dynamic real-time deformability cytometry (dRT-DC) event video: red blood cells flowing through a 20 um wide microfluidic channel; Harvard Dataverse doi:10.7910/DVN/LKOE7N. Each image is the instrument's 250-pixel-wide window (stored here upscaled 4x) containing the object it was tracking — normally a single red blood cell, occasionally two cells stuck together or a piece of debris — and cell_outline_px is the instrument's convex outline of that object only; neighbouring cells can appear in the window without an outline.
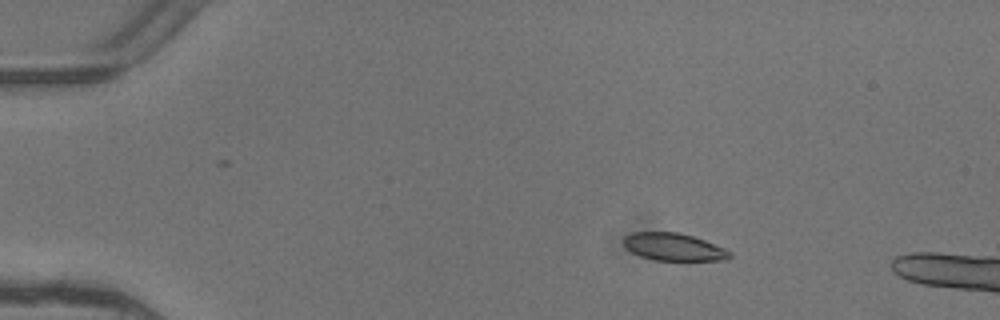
{"species": "common noctule bat (a hibernating species)", "species_latin": "Nyctalus noctula", "temperature_condition": "warm", "stored_images_in_passage": 3, "camera_frame_rate_fps": 3000, "um_per_image_px": 0.085, "animal": {"sex": "female"}, "frame": {"image": 1, "passage_image": 1, "time_ms": 0.0, "image_size_px": [1000, 320], "cell_outline_px": [[732, 256], [728, 260], [656, 260], [640, 256], [632, 252], [624, 244], [624, 236], [632, 232], [676, 232], [692, 236], [704, 240], [724, 248], [732, 252]], "centroid_in_image_um": [57.28, 20.99], "position_along_channel_um": 27.7, "area_um2": 16.88}}